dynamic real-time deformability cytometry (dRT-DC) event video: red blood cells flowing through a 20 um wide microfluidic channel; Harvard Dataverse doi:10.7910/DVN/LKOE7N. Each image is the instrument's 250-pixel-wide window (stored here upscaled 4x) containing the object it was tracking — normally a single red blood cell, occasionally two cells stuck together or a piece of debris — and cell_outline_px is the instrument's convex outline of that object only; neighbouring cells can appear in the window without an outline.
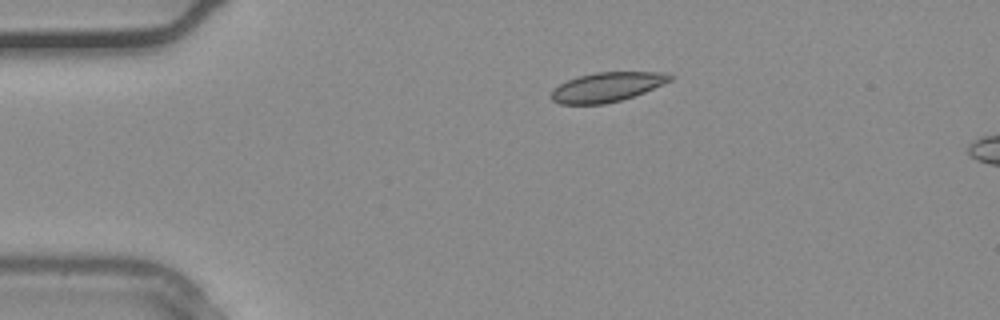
{"species": "common noctule bat (a hibernating species)", "species_latin": "Nyctalus noctula", "temperature_condition": "warm", "stored_images_in_passage": 4, "camera_frame_rate_fps": 3000, "um_per_image_px": 0.085, "animal": {"sex": "male", "body_mass_g": 20.4}, "frame": {"image": 1, "passage_image": 3, "time_ms": 0.667, "image_size_px": [1000, 320], "cell_outline_px": [[676, 76], [672, 80], [644, 92], [620, 100], [604, 104], [560, 104], [552, 100], [552, 88], [568, 80], [580, 76], [596, 72], [668, 72]], "centroid_in_image_um": [51.62, 7.39], "position_along_channel_um": 33.4, "area_um2": 20.29}}
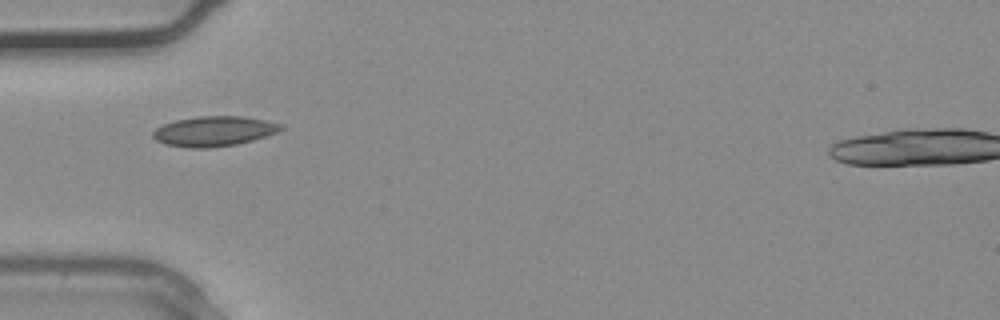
{"frame": {"image": 2, "passage_image": 4, "time_ms": 1.0, "image_size_px": [1000, 320], "cell_outline_px": [[284, 128], [276, 132], [252, 140], [236, 144], [208, 148], [188, 148], [164, 144], [156, 140], [152, 136], [152, 132], [156, 128], [164, 124], [176, 120], [200, 116], [240, 116], [264, 120], [284, 124]], "centroid_in_image_um": [18.16, 11.15], "position_along_channel_um": 66.8, "area_um2": 22.25}}